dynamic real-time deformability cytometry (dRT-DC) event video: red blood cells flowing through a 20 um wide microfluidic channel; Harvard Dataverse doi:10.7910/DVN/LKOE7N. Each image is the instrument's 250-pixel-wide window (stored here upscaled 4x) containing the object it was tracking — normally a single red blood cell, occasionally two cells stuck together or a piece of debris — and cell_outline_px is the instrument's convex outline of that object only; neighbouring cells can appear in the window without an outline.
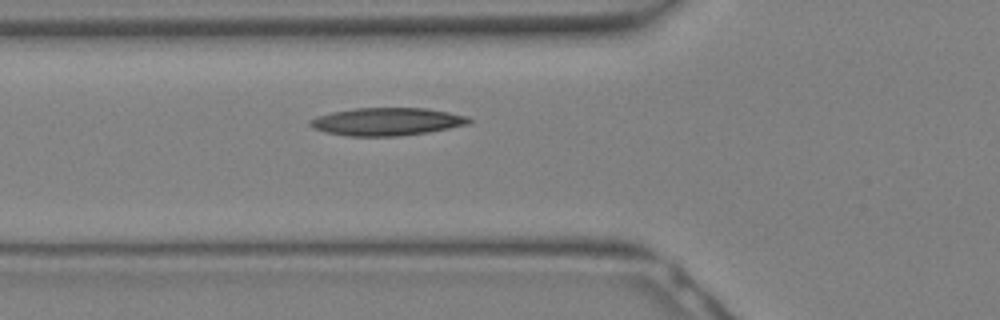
{"species": "Egyptian fruit bat (a non-hibernating species)", "species_latin": "Rousettus aegyptiacus", "temperature_condition": "warm", "stored_images_in_passage": 15, "camera_frame_rate_fps": 3000, "um_per_image_px": 0.085, "animal": {"sex": "female"}, "frame": {"image": 1, "passage_image": 11, "time_ms": 3.333, "image_size_px": [1000, 320], "cell_outline_px": [[472, 120], [468, 124], [428, 132], [400, 136], [348, 136], [324, 132], [312, 128], [308, 124], [308, 120], [316, 116], [332, 112], [352, 108], [424, 108], [448, 112], [468, 116]], "centroid_in_image_um": [32.83, 10.34], "position_along_channel_um": 93.0, "area_um2": 25.84}}
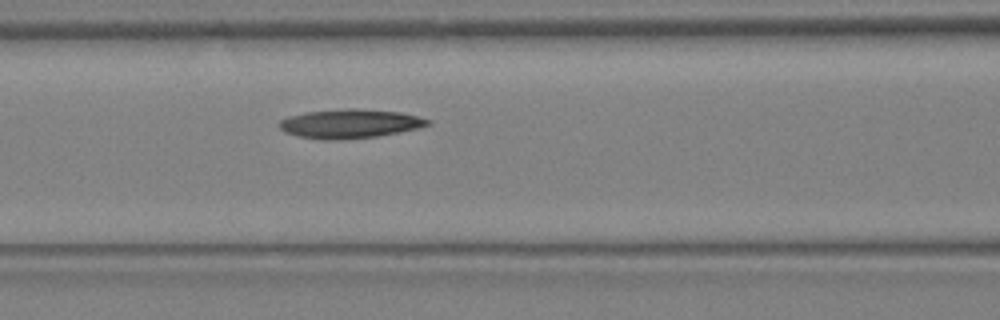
{"frame": {"image": 2, "passage_image": 13, "time_ms": 4.0, "image_size_px": [1000, 320], "cell_outline_px": [[432, 124], [416, 128], [376, 136], [340, 140], [324, 140], [296, 136], [284, 132], [276, 124], [280, 120], [288, 116], [304, 112], [348, 108], [360, 108], [400, 112], [432, 120]], "centroid_in_image_um": [29.68, 10.51], "position_along_channel_um": 136.9, "area_um2": 25.26}}
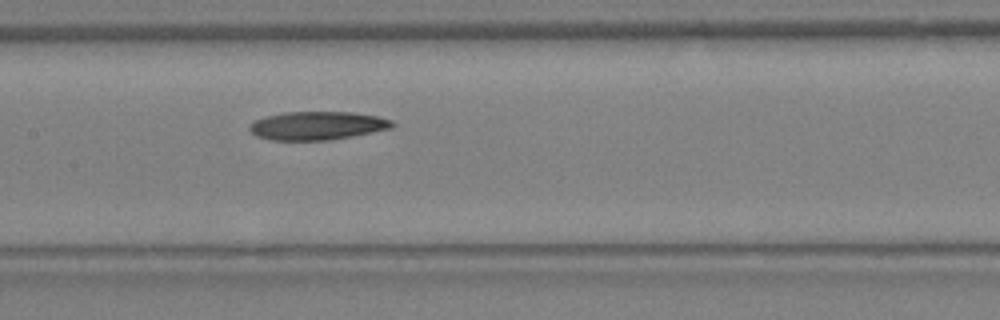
{"frame": {"image": 3, "passage_image": 15, "time_ms": 4.667, "image_size_px": [1000, 320], "cell_outline_px": [[396, 124], [392, 128], [352, 136], [328, 140], [268, 140], [256, 136], [248, 128], [248, 124], [256, 120], [268, 116], [284, 112], [352, 112], [380, 116], [392, 120]], "centroid_in_image_um": [26.98, 10.68], "position_along_channel_um": 180.4, "area_um2": 23.7}}